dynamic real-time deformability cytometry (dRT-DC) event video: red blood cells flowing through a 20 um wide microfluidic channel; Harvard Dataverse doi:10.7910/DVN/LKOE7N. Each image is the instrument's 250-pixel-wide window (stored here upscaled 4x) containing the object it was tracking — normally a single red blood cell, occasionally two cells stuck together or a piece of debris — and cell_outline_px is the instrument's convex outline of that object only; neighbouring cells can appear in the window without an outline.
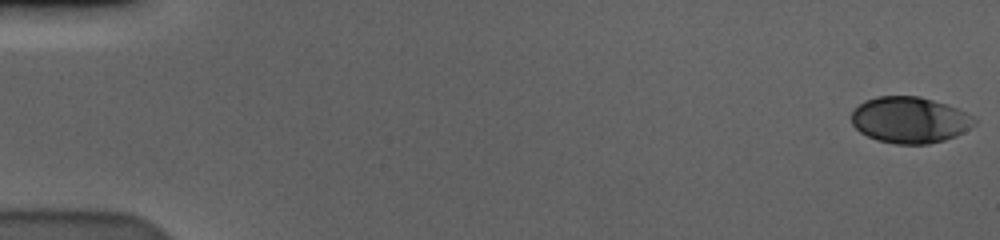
{"species": "human", "species_latin": "Homo sapiens", "temperature_condition": "cold", "stored_images_in_passage": 58, "camera_frame_rate_fps": 3000, "um_per_image_px": 0.085, "donor": {"sex": "male"}, "frame": {"image": 1, "passage_image": 1, "time_ms": 0.0, "image_size_px": [1000, 240], "cell_outline_px": [[976, 124], [964, 132], [956, 136], [944, 140], [928, 144], [896, 144], [876, 140], [860, 132], [852, 124], [852, 112], [864, 100], [876, 96], [920, 96], [956, 108], [976, 116]], "centroid_in_image_um": [77.35, 10.2], "position_along_channel_um": 7.7, "area_um2": 33.23}}
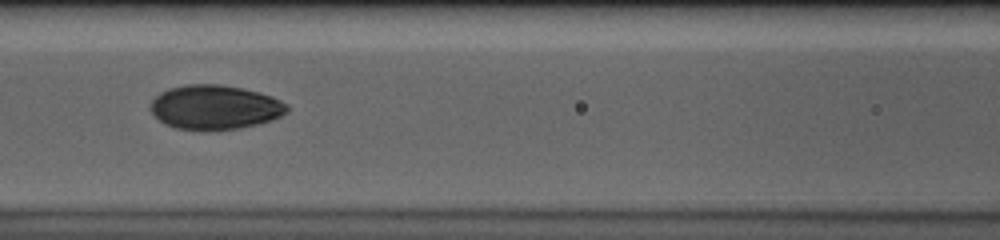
{"frame": {"image": 2, "passage_image": 27, "time_ms": 8.667, "image_size_px": [1000, 240], "cell_outline_px": [[288, 112], [272, 120], [240, 128], [200, 132], [176, 128], [164, 124], [148, 108], [152, 100], [160, 92], [168, 88], [184, 84], [220, 84], [244, 88], [272, 96], [288, 104]], "centroid_in_image_um": [18.24, 9.12], "position_along_channel_um": 148.4, "area_um2": 35.89}}
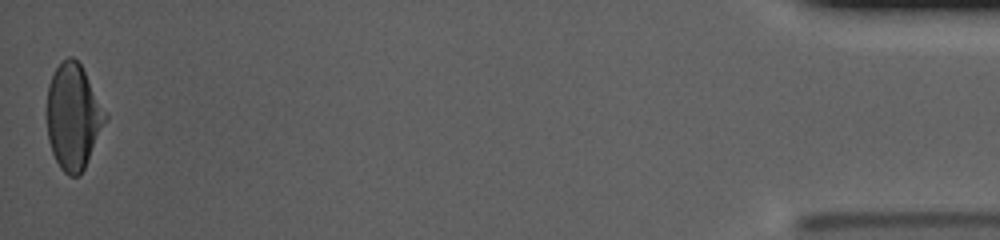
{"frame": {"image": 3, "passage_image": 58, "time_ms": 19.0, "image_size_px": [1000, 240], "cell_outline_px": [[108, 116], [84, 168], [80, 176], [68, 176], [60, 168], [52, 152], [48, 140], [48, 84], [56, 68], [68, 56], [72, 56], [80, 64]], "centroid_in_image_um": [6.22, 9.94], "position_along_channel_um": 429.0, "area_um2": 35.2}, "authors_computed_cell_mechanics": {"area_um2": 35.1135, "velocity_mm_per_s": 3.582, "shape_relaxation_time_tau1_ms": 4.8047, "shape_relaxation_time_tau2_ms": 1.2952, "deformation_change_tau1": 0.1756, "deformation_change_tau2": 0.0439}}